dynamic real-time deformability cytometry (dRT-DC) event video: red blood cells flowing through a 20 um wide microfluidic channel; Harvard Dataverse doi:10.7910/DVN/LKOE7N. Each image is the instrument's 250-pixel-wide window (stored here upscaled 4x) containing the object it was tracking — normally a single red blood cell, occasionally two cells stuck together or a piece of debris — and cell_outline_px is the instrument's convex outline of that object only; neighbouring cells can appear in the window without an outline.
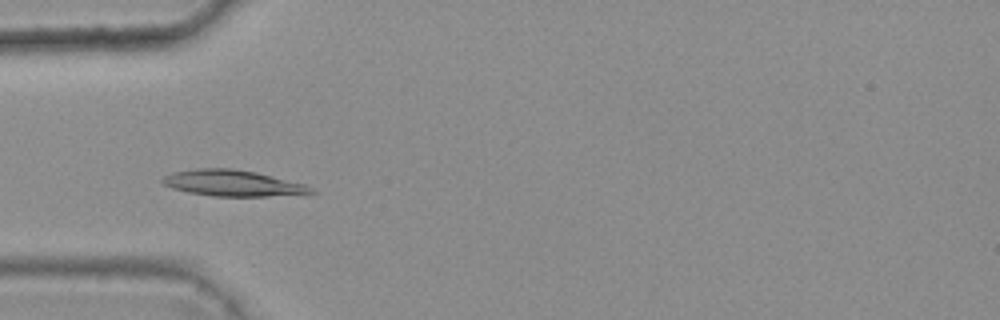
{"species": "common noctule bat (a hibernating species)", "species_latin": "Nyctalus noctula", "temperature_condition": "warm", "stored_images_in_passage": 5, "camera_frame_rate_fps": 3000, "um_per_image_px": 0.085, "animal": {"sex": "female", "body_mass_g": 25.1}, "frame": {"image": 1, "passage_image": 5, "time_ms": 1.333, "image_size_px": [1000, 320], "cell_outline_px": [[316, 192], [308, 196], [212, 196], [188, 192], [172, 188], [164, 184], [160, 180], [164, 176], [172, 172], [196, 168], [232, 168], [256, 172], [304, 184], [312, 188]], "centroid_in_image_um": [19.85, 15.58], "position_along_channel_um": 65.1, "area_um2": 22.95}}